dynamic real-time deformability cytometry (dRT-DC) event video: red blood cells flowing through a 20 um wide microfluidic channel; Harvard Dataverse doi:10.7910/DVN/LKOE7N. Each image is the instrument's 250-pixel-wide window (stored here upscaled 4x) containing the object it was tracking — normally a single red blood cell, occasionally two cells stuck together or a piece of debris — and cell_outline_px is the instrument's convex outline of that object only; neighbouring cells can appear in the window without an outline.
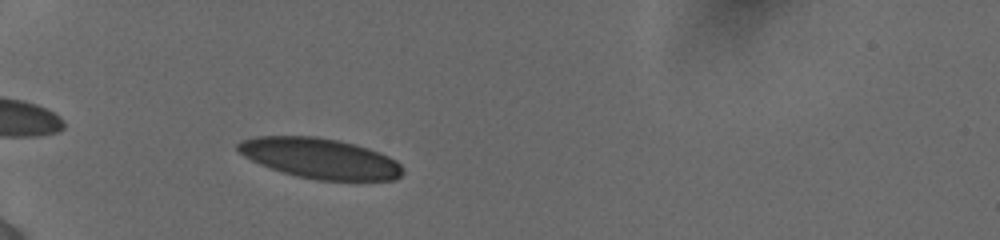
{"species": "human", "species_latin": "Homo sapiens", "temperature_condition": "cold", "stored_images_in_passage": 11, "camera_frame_rate_fps": 3000, "um_per_image_px": 0.085, "donor": {"sex": "female"}, "frame": {"image": 1, "passage_image": 4, "time_ms": 1.0, "image_size_px": [1000, 240], "cell_outline_px": [[404, 172], [396, 180], [316, 180], [296, 176], [260, 164], [244, 156], [236, 148], [236, 144], [240, 140], [256, 136], [316, 136], [356, 144], [380, 152], [396, 160], [400, 164]], "centroid_in_image_um": [27.21, 13.45], "position_along_channel_um": 57.8, "area_um2": 38.73}}
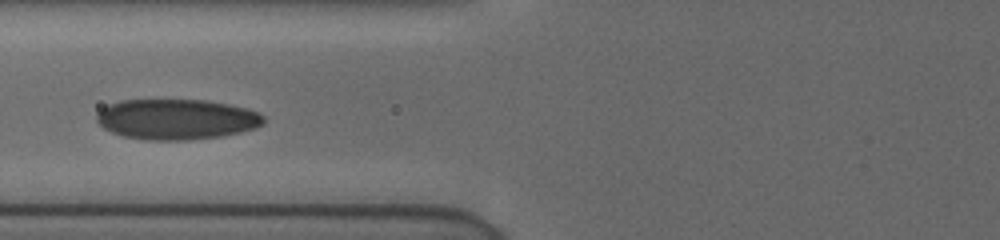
{"frame": {"image": 2, "passage_image": 10, "time_ms": 3.0, "image_size_px": [1000, 240], "cell_outline_px": [[264, 124], [256, 128], [240, 132], [220, 136], [188, 140], [148, 140], [124, 136], [112, 132], [104, 128], [96, 120], [96, 116], [100, 108], [108, 104], [120, 100], [208, 100], [248, 108], [260, 112], [264, 116]], "centroid_in_image_um": [15.02, 10.13], "position_along_channel_um": 110.8, "area_um2": 39.59}}